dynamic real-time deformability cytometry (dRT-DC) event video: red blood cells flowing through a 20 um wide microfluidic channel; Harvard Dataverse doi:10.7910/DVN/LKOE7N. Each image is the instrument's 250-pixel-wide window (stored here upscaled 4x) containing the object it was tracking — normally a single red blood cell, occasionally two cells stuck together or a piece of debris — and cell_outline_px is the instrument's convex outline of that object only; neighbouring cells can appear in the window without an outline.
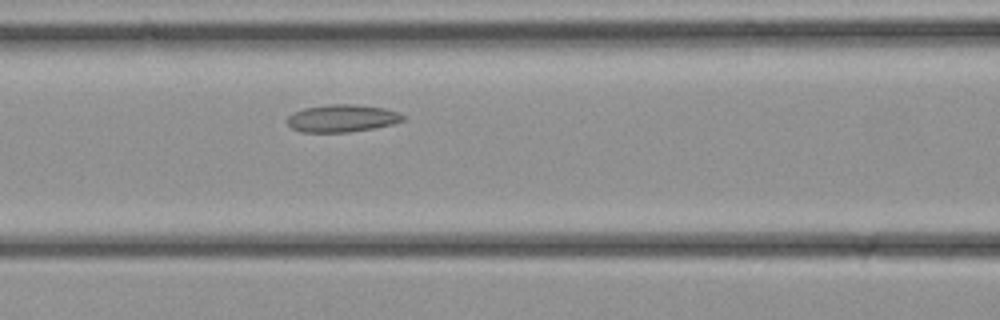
{"species": "common noctule bat (a hibernating species)", "species_latin": "Nyctalus noctula", "temperature_condition": "cold", "stored_images_in_passage": 21, "camera_frame_rate_fps": 3000, "um_per_image_px": 0.085, "animal": {"sex": "female", "body_mass_g": 21.9}, "frame": {"image": 1, "passage_image": 7, "time_ms": 2.0, "image_size_px": [1000, 320], "cell_outline_px": [[404, 120], [392, 124], [372, 128], [348, 132], [300, 132], [292, 128], [288, 124], [288, 116], [292, 112], [304, 108], [328, 104], [352, 104], [384, 108], [400, 112], [404, 116]], "centroid_in_image_um": [29.06, 10.05], "position_along_channel_um": 137.5, "area_um2": 18.5}}
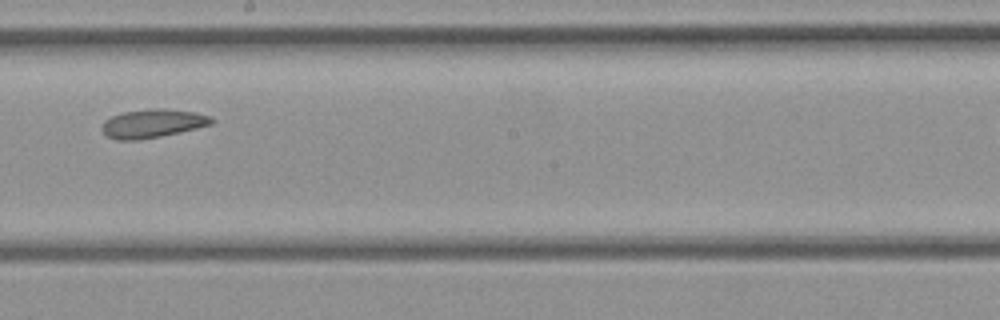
{"frame": {"image": 2, "passage_image": 12, "time_ms": 3.667, "image_size_px": [1000, 320], "cell_outline_px": [[216, 120], [212, 124], [180, 132], [140, 140], [116, 140], [104, 136], [100, 128], [104, 120], [112, 116], [124, 112], [156, 108], [168, 108], [196, 112], [208, 116]], "centroid_in_image_um": [12.94, 10.5], "position_along_channel_um": 235.3, "area_um2": 18.44}}
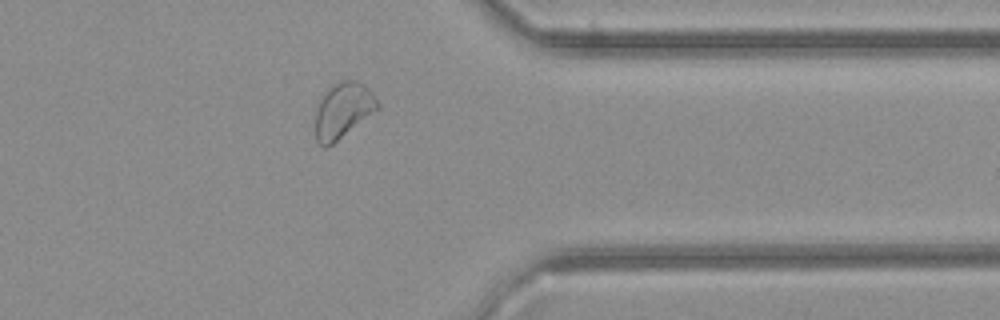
{"frame": {"image": 3, "passage_image": 20, "time_ms": 6.333, "image_size_px": [1000, 320], "cell_outline_px": [[380, 108], [332, 144], [324, 148], [316, 144], [316, 108], [320, 96], [332, 84], [344, 80], [352, 80], [364, 84], [376, 96], [380, 104]], "centroid_in_image_um": [29.15, 9.37], "position_along_channel_um": 382.3, "area_um2": 20.29}}